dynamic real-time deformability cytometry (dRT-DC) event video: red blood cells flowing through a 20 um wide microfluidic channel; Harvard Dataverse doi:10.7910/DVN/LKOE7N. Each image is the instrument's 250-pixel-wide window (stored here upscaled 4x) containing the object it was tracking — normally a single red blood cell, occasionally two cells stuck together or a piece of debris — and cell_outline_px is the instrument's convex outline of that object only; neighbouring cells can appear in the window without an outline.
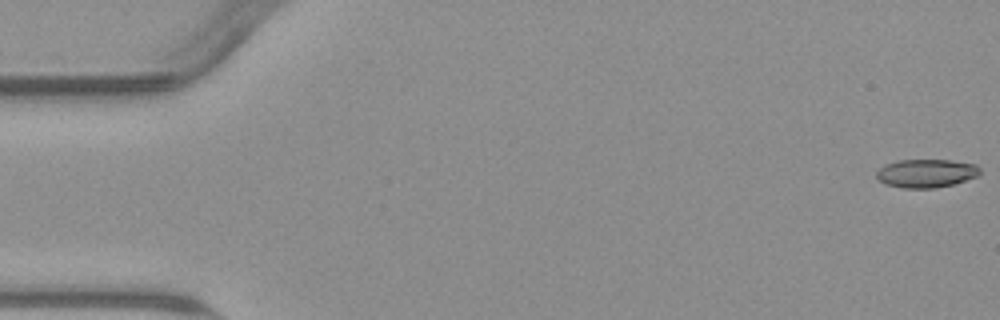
{"species": "common noctule bat (a hibernating species)", "species_latin": "Nyctalus noctula", "temperature_condition": "warm", "stored_images_in_passage": 55, "camera_frame_rate_fps": 3000, "um_per_image_px": 0.085, "animal": {"sex": "male", "body_mass_g": 23.1, "forearm_length_mm": 52.7}, "frame": {"image": 1, "passage_image": 1, "time_ms": 0.0, "image_size_px": [1000, 320], "cell_outline_px": [[980, 176], [952, 184], [932, 188], [904, 188], [888, 184], [880, 180], [876, 176], [876, 172], [884, 164], [900, 160], [952, 160], [976, 164], [980, 168]], "centroid_in_image_um": [78.76, 14.72], "position_along_channel_um": 6.2, "area_um2": 17.05}}
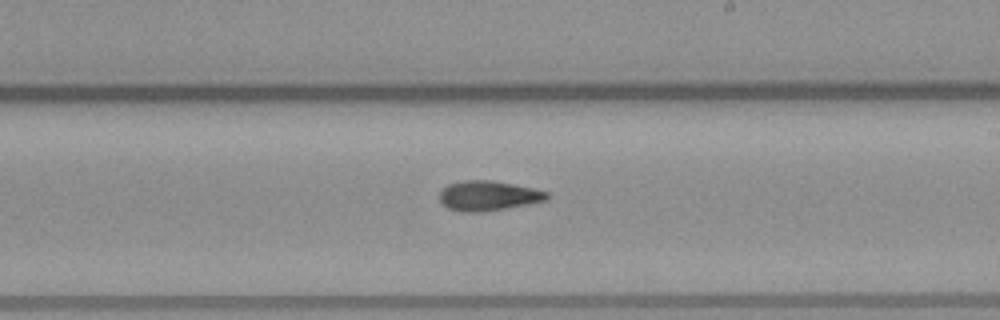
{"frame": {"image": 2, "passage_image": 32, "time_ms": 10.333, "image_size_px": [1000, 320], "cell_outline_px": [[548, 196], [544, 200], [504, 208], [480, 212], [460, 212], [448, 208], [440, 200], [440, 192], [448, 184], [464, 180], [492, 180], [532, 188], [548, 192]], "centroid_in_image_um": [41.44, 16.63], "position_along_channel_um": 247.6, "area_um2": 18.26}}
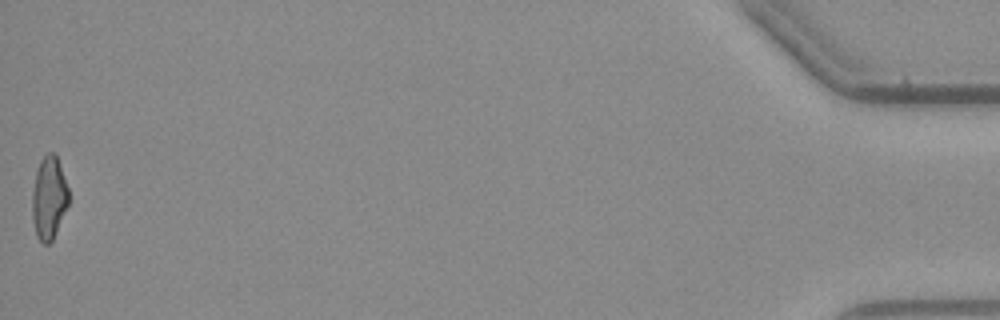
{"frame": {"image": 3, "passage_image": 55, "time_ms": 18.0, "image_size_px": [1000, 320], "cell_outline_px": [[68, 204], [56, 232], [52, 240], [48, 244], [44, 244], [36, 236], [32, 220], [32, 192], [36, 172], [40, 160], [48, 152], [56, 152], [68, 188]], "centroid_in_image_um": [4.15, 16.8], "position_along_channel_um": 431.1, "area_um2": 17.63}, "authors_computed_cell_mechanics": {"area_um2": 18.0914, "velocity_mm_per_s": 3.7997, "shape_relaxation_time_tau1_ms": 9.2454, "shape_relaxation_time_tau2_ms": 3.2038, "deformation_change_tau1": 0.2405, "deformation_change_tau2": 0.1035}}